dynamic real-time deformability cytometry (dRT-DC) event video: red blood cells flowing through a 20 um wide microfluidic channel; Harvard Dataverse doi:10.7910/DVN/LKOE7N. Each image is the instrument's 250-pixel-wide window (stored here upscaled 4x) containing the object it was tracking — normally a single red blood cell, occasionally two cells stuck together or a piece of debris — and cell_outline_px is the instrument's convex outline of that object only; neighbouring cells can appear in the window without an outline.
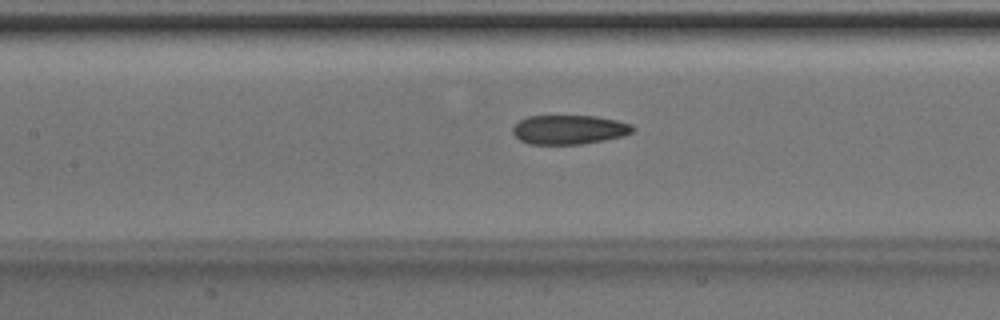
{"species": "Egyptian fruit bat (a non-hibernating species)", "species_latin": "Rousettus aegyptiacus", "temperature_condition": "room temperature", "stored_images_in_passage": 14, "camera_frame_rate_fps": 3000, "um_per_image_px": 0.085, "animal": {"sex": "male"}, "frame": {"image": 1, "passage_image": 12, "time_ms": 3.667, "image_size_px": [1000, 320], "cell_outline_px": [[636, 128], [632, 132], [624, 136], [604, 140], [580, 144], [528, 144], [520, 140], [512, 132], [512, 128], [520, 120], [528, 116], [596, 116], [616, 120], [632, 124]], "centroid_in_image_um": [48.39, 11.02], "position_along_channel_um": 159.0, "area_um2": 20.46}}